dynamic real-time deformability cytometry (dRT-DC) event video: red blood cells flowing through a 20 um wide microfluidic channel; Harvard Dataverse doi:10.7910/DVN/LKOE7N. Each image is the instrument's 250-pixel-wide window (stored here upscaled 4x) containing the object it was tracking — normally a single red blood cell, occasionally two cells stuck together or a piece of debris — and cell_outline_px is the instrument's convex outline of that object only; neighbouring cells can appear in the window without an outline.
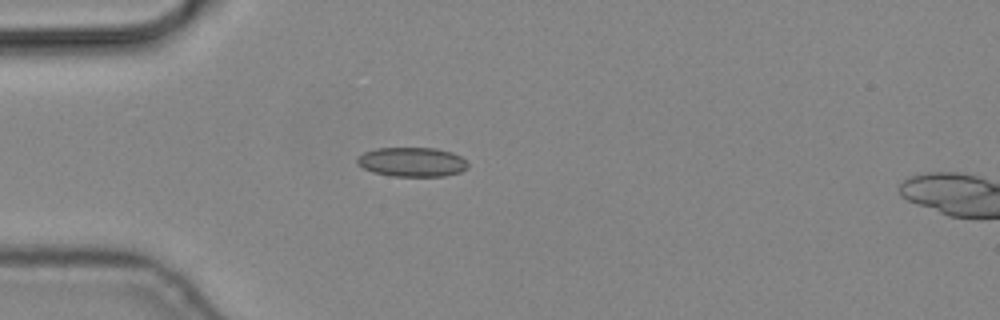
{"species": "common noctule bat (a hibernating species)", "species_latin": "Nyctalus noctula", "temperature_condition": "cold", "stored_images_in_passage": 1, "camera_frame_rate_fps": 3000, "um_per_image_px": 0.085, "animal": {"sex": "male", "body_mass_g": 19.2, "forearm_length_mm": 51.8}, "frame": {"image": 1, "passage_image": 1, "time_ms": 0.0, "image_size_px": [1000, 320], "cell_outline_px": [[468, 168], [460, 172], [444, 176], [392, 176], [372, 172], [356, 164], [356, 156], [364, 152], [376, 148], [436, 148], [452, 152], [460, 156], [468, 164]], "centroid_in_image_um": [34.99, 13.76], "position_along_channel_um": 50.0, "area_um2": 19.07}}